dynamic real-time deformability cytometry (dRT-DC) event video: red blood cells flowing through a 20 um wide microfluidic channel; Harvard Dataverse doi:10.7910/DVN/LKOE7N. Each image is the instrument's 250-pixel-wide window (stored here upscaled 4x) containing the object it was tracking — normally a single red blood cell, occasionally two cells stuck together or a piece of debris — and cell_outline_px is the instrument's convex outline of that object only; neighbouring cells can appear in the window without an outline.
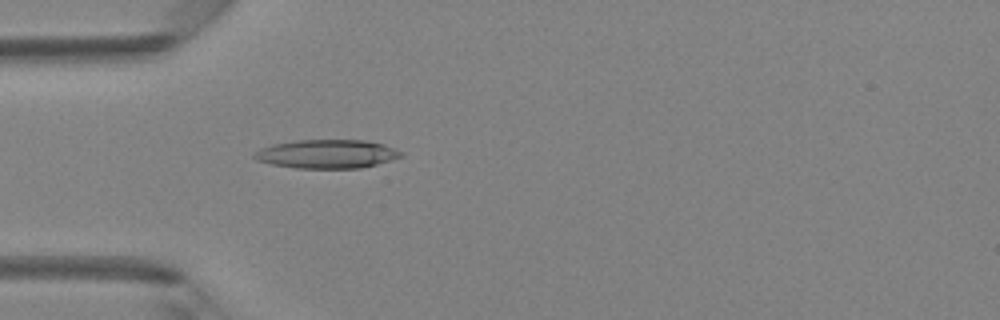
{"species": "Egyptian fruit bat (a non-hibernating species)", "species_latin": "Rousettus aegyptiacus", "temperature_condition": "room temperature", "stored_images_in_passage": 34, "camera_frame_rate_fps": 3000, "um_per_image_px": 0.085, "animal": {"sex": "female"}, "frame": {"image": 1, "passage_image": 1, "time_ms": 0.0, "image_size_px": [1000, 320], "cell_outline_px": [[404, 156], [392, 160], [360, 168], [296, 168], [272, 164], [256, 160], [252, 156], [260, 148], [272, 144], [300, 140], [364, 140], [384, 144], [404, 152]], "centroid_in_image_um": [27.82, 13.08], "position_along_channel_um": 57.2, "area_um2": 24.57}}
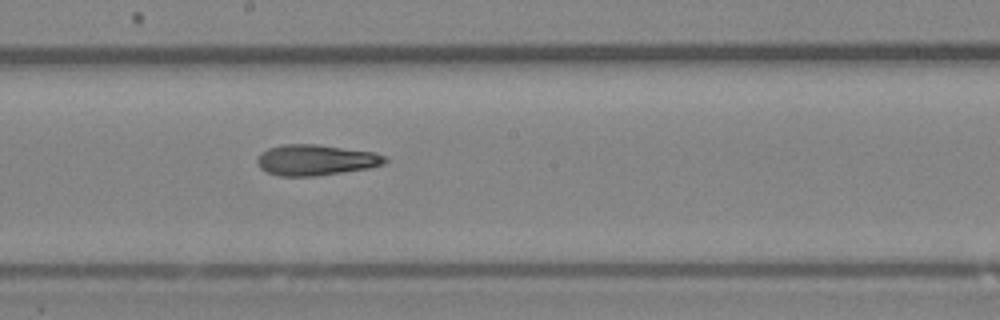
{"frame": {"image": 2, "passage_image": 13, "time_ms": 4.0, "image_size_px": [1000, 320], "cell_outline_px": [[388, 160], [384, 164], [368, 168], [316, 176], [280, 176], [268, 172], [260, 168], [256, 160], [268, 148], [280, 144], [320, 144], [376, 152], [388, 156]], "centroid_in_image_um": [26.9, 13.58], "position_along_channel_um": 221.3, "area_um2": 23.06}}
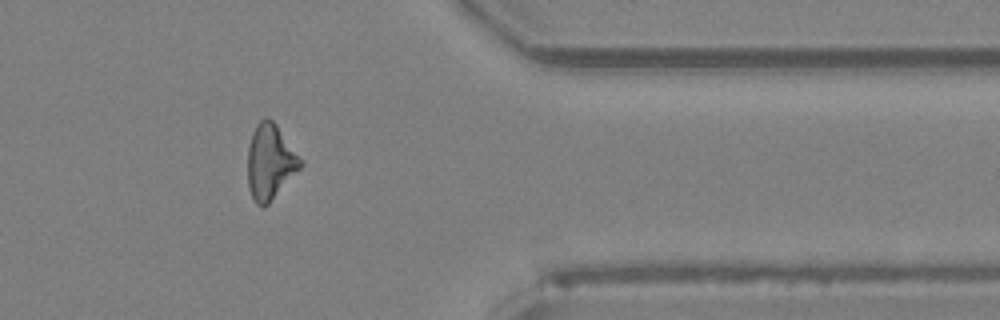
{"frame": {"image": 3, "passage_image": 26, "time_ms": 8.333, "image_size_px": [1000, 320], "cell_outline_px": [[304, 164], [268, 204], [256, 204], [248, 188], [248, 148], [252, 132], [256, 124], [264, 116], [268, 116], [276, 124]], "centroid_in_image_um": [22.94, 13.72], "position_along_channel_um": 388.5, "area_um2": 22.77}, "authors_computed_cell_mechanics": {"area_um2": 22.831, "velocity_mm_per_s": 4.2361, "shape_relaxation_time_tau1_ms": 4.3424, "shape_relaxation_time_tau2_ms": 4.7653, "deformation_change_tau1": 0.1828, "deformation_change_tau2": 0.1801}}